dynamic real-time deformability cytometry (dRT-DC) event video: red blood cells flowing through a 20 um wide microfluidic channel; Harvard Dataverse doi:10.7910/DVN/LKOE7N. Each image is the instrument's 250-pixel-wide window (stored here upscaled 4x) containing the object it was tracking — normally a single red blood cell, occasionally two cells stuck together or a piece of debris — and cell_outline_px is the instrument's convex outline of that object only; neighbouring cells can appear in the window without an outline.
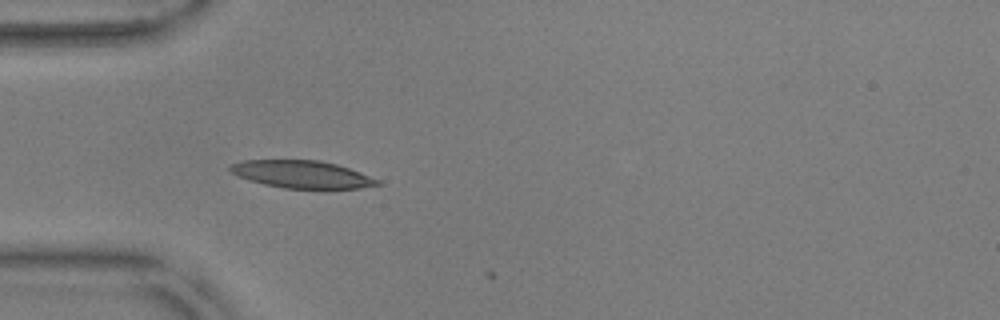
{"species": "common noctule bat (a hibernating species)", "species_latin": "Nyctalus noctula", "temperature_condition": "warm", "stored_images_in_passage": 20, "camera_frame_rate_fps": 3000, "um_per_image_px": 0.085, "animal": {"sex": "male", "body_mass_g": 17.9, "forearm_length_mm": 54.2}, "frame": {"image": 1, "passage_image": 2, "time_ms": 0.333, "image_size_px": [1000, 320], "cell_outline_px": [[384, 184], [360, 188], [324, 192], [284, 188], [264, 184], [248, 180], [236, 176], [228, 168], [232, 164], [240, 160], [320, 160], [336, 164], [360, 172], [380, 180]], "centroid_in_image_um": [25.74, 14.87], "position_along_channel_um": 59.3, "area_um2": 24.68}}
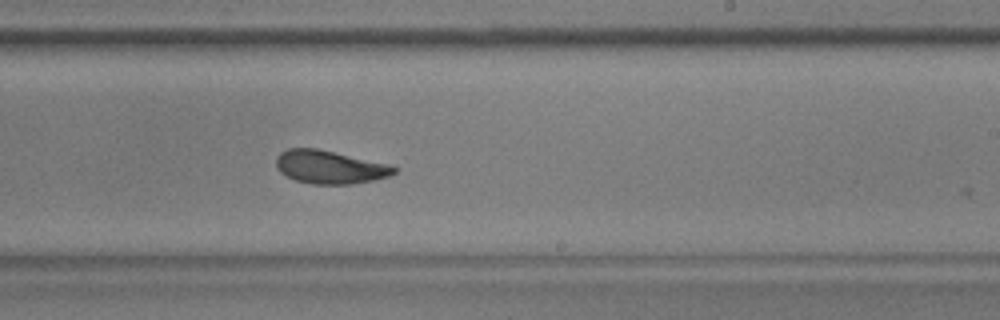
{"frame": {"image": 2, "passage_image": 19, "time_ms": 6.0, "image_size_px": [1000, 320], "cell_outline_px": [[396, 172], [388, 176], [376, 180], [352, 184], [312, 184], [296, 180], [280, 172], [276, 168], [276, 156], [280, 152], [288, 148], [316, 148], [388, 164], [396, 168]], "centroid_in_image_um": [28.0, 14.2], "position_along_channel_um": 261.0, "area_um2": 22.72}}